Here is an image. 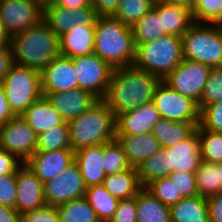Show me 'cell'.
Listing matches in <instances>:
<instances>
[{
  "label": "cell",
  "instance_id": "cell-36",
  "mask_svg": "<svg viewBox=\"0 0 222 222\" xmlns=\"http://www.w3.org/2000/svg\"><path fill=\"white\" fill-rule=\"evenodd\" d=\"M196 130L200 140L202 161L214 164L222 162V133L204 129L200 124Z\"/></svg>",
  "mask_w": 222,
  "mask_h": 222
},
{
  "label": "cell",
  "instance_id": "cell-16",
  "mask_svg": "<svg viewBox=\"0 0 222 222\" xmlns=\"http://www.w3.org/2000/svg\"><path fill=\"white\" fill-rule=\"evenodd\" d=\"M75 162V152L72 149H59L54 151H36L26 162L36 176L46 183Z\"/></svg>",
  "mask_w": 222,
  "mask_h": 222
},
{
  "label": "cell",
  "instance_id": "cell-27",
  "mask_svg": "<svg viewBox=\"0 0 222 222\" xmlns=\"http://www.w3.org/2000/svg\"><path fill=\"white\" fill-rule=\"evenodd\" d=\"M199 123L176 122L160 117L155 123L152 133L161 147H170L190 137Z\"/></svg>",
  "mask_w": 222,
  "mask_h": 222
},
{
  "label": "cell",
  "instance_id": "cell-35",
  "mask_svg": "<svg viewBox=\"0 0 222 222\" xmlns=\"http://www.w3.org/2000/svg\"><path fill=\"white\" fill-rule=\"evenodd\" d=\"M195 178L199 196L208 198L220 192V176L216 164L201 161Z\"/></svg>",
  "mask_w": 222,
  "mask_h": 222
},
{
  "label": "cell",
  "instance_id": "cell-22",
  "mask_svg": "<svg viewBox=\"0 0 222 222\" xmlns=\"http://www.w3.org/2000/svg\"><path fill=\"white\" fill-rule=\"evenodd\" d=\"M95 27L75 25L59 36V53L75 58L94 53Z\"/></svg>",
  "mask_w": 222,
  "mask_h": 222
},
{
  "label": "cell",
  "instance_id": "cell-52",
  "mask_svg": "<svg viewBox=\"0 0 222 222\" xmlns=\"http://www.w3.org/2000/svg\"><path fill=\"white\" fill-rule=\"evenodd\" d=\"M48 3L72 10L91 5L90 0H50Z\"/></svg>",
  "mask_w": 222,
  "mask_h": 222
},
{
  "label": "cell",
  "instance_id": "cell-2",
  "mask_svg": "<svg viewBox=\"0 0 222 222\" xmlns=\"http://www.w3.org/2000/svg\"><path fill=\"white\" fill-rule=\"evenodd\" d=\"M14 63L42 71L59 53V36L42 19L9 41Z\"/></svg>",
  "mask_w": 222,
  "mask_h": 222
},
{
  "label": "cell",
  "instance_id": "cell-26",
  "mask_svg": "<svg viewBox=\"0 0 222 222\" xmlns=\"http://www.w3.org/2000/svg\"><path fill=\"white\" fill-rule=\"evenodd\" d=\"M102 185L115 198L119 200L135 197L144 187L141 185L137 168L106 175Z\"/></svg>",
  "mask_w": 222,
  "mask_h": 222
},
{
  "label": "cell",
  "instance_id": "cell-8",
  "mask_svg": "<svg viewBox=\"0 0 222 222\" xmlns=\"http://www.w3.org/2000/svg\"><path fill=\"white\" fill-rule=\"evenodd\" d=\"M152 103L159 111L160 117L176 122H200V110L197 103L173 90L163 80L155 90Z\"/></svg>",
  "mask_w": 222,
  "mask_h": 222
},
{
  "label": "cell",
  "instance_id": "cell-9",
  "mask_svg": "<svg viewBox=\"0 0 222 222\" xmlns=\"http://www.w3.org/2000/svg\"><path fill=\"white\" fill-rule=\"evenodd\" d=\"M73 59L79 88L102 100L113 72V68L95 53Z\"/></svg>",
  "mask_w": 222,
  "mask_h": 222
},
{
  "label": "cell",
  "instance_id": "cell-10",
  "mask_svg": "<svg viewBox=\"0 0 222 222\" xmlns=\"http://www.w3.org/2000/svg\"><path fill=\"white\" fill-rule=\"evenodd\" d=\"M210 71L211 67L208 65L183 59L163 81L173 90L198 104Z\"/></svg>",
  "mask_w": 222,
  "mask_h": 222
},
{
  "label": "cell",
  "instance_id": "cell-30",
  "mask_svg": "<svg viewBox=\"0 0 222 222\" xmlns=\"http://www.w3.org/2000/svg\"><path fill=\"white\" fill-rule=\"evenodd\" d=\"M84 197L101 222L110 221L120 201L113 197L102 184L87 187Z\"/></svg>",
  "mask_w": 222,
  "mask_h": 222
},
{
  "label": "cell",
  "instance_id": "cell-20",
  "mask_svg": "<svg viewBox=\"0 0 222 222\" xmlns=\"http://www.w3.org/2000/svg\"><path fill=\"white\" fill-rule=\"evenodd\" d=\"M159 118V111L152 102L142 104L133 111L121 114L116 119V135L151 133Z\"/></svg>",
  "mask_w": 222,
  "mask_h": 222
},
{
  "label": "cell",
  "instance_id": "cell-43",
  "mask_svg": "<svg viewBox=\"0 0 222 222\" xmlns=\"http://www.w3.org/2000/svg\"><path fill=\"white\" fill-rule=\"evenodd\" d=\"M183 198L198 195L195 173L174 171L167 176Z\"/></svg>",
  "mask_w": 222,
  "mask_h": 222
},
{
  "label": "cell",
  "instance_id": "cell-5",
  "mask_svg": "<svg viewBox=\"0 0 222 222\" xmlns=\"http://www.w3.org/2000/svg\"><path fill=\"white\" fill-rule=\"evenodd\" d=\"M182 60V37L164 35L137 45L133 65L163 80Z\"/></svg>",
  "mask_w": 222,
  "mask_h": 222
},
{
  "label": "cell",
  "instance_id": "cell-4",
  "mask_svg": "<svg viewBox=\"0 0 222 222\" xmlns=\"http://www.w3.org/2000/svg\"><path fill=\"white\" fill-rule=\"evenodd\" d=\"M68 123L71 149L76 152L115 140V114L102 101L98 100L83 114Z\"/></svg>",
  "mask_w": 222,
  "mask_h": 222
},
{
  "label": "cell",
  "instance_id": "cell-40",
  "mask_svg": "<svg viewBox=\"0 0 222 222\" xmlns=\"http://www.w3.org/2000/svg\"><path fill=\"white\" fill-rule=\"evenodd\" d=\"M220 101H222V67H211L208 80L197 105L201 111L206 105Z\"/></svg>",
  "mask_w": 222,
  "mask_h": 222
},
{
  "label": "cell",
  "instance_id": "cell-19",
  "mask_svg": "<svg viewBox=\"0 0 222 222\" xmlns=\"http://www.w3.org/2000/svg\"><path fill=\"white\" fill-rule=\"evenodd\" d=\"M167 154L169 175L174 171L195 173L202 161L197 130L187 139L167 147Z\"/></svg>",
  "mask_w": 222,
  "mask_h": 222
},
{
  "label": "cell",
  "instance_id": "cell-57",
  "mask_svg": "<svg viewBox=\"0 0 222 222\" xmlns=\"http://www.w3.org/2000/svg\"><path fill=\"white\" fill-rule=\"evenodd\" d=\"M42 5L48 3L50 0H38Z\"/></svg>",
  "mask_w": 222,
  "mask_h": 222
},
{
  "label": "cell",
  "instance_id": "cell-34",
  "mask_svg": "<svg viewBox=\"0 0 222 222\" xmlns=\"http://www.w3.org/2000/svg\"><path fill=\"white\" fill-rule=\"evenodd\" d=\"M71 149L68 123L54 126L37 135L36 151Z\"/></svg>",
  "mask_w": 222,
  "mask_h": 222
},
{
  "label": "cell",
  "instance_id": "cell-3",
  "mask_svg": "<svg viewBox=\"0 0 222 222\" xmlns=\"http://www.w3.org/2000/svg\"><path fill=\"white\" fill-rule=\"evenodd\" d=\"M94 53L113 69L133 65L136 45L132 28L113 15L98 16Z\"/></svg>",
  "mask_w": 222,
  "mask_h": 222
},
{
  "label": "cell",
  "instance_id": "cell-29",
  "mask_svg": "<svg viewBox=\"0 0 222 222\" xmlns=\"http://www.w3.org/2000/svg\"><path fill=\"white\" fill-rule=\"evenodd\" d=\"M137 222H171L170 206L143 188L136 195Z\"/></svg>",
  "mask_w": 222,
  "mask_h": 222
},
{
  "label": "cell",
  "instance_id": "cell-55",
  "mask_svg": "<svg viewBox=\"0 0 222 222\" xmlns=\"http://www.w3.org/2000/svg\"><path fill=\"white\" fill-rule=\"evenodd\" d=\"M156 1H161L165 3H182L190 7L192 6V3L194 2V0H156Z\"/></svg>",
  "mask_w": 222,
  "mask_h": 222
},
{
  "label": "cell",
  "instance_id": "cell-41",
  "mask_svg": "<svg viewBox=\"0 0 222 222\" xmlns=\"http://www.w3.org/2000/svg\"><path fill=\"white\" fill-rule=\"evenodd\" d=\"M145 189L165 205L177 204L183 197L168 177L150 182Z\"/></svg>",
  "mask_w": 222,
  "mask_h": 222
},
{
  "label": "cell",
  "instance_id": "cell-6",
  "mask_svg": "<svg viewBox=\"0 0 222 222\" xmlns=\"http://www.w3.org/2000/svg\"><path fill=\"white\" fill-rule=\"evenodd\" d=\"M183 59L222 67V25L193 23L182 36Z\"/></svg>",
  "mask_w": 222,
  "mask_h": 222
},
{
  "label": "cell",
  "instance_id": "cell-48",
  "mask_svg": "<svg viewBox=\"0 0 222 222\" xmlns=\"http://www.w3.org/2000/svg\"><path fill=\"white\" fill-rule=\"evenodd\" d=\"M209 222H222V192L206 198Z\"/></svg>",
  "mask_w": 222,
  "mask_h": 222
},
{
  "label": "cell",
  "instance_id": "cell-11",
  "mask_svg": "<svg viewBox=\"0 0 222 222\" xmlns=\"http://www.w3.org/2000/svg\"><path fill=\"white\" fill-rule=\"evenodd\" d=\"M0 15L11 38L43 19V5L38 0H0Z\"/></svg>",
  "mask_w": 222,
  "mask_h": 222
},
{
  "label": "cell",
  "instance_id": "cell-18",
  "mask_svg": "<svg viewBox=\"0 0 222 222\" xmlns=\"http://www.w3.org/2000/svg\"><path fill=\"white\" fill-rule=\"evenodd\" d=\"M60 116L69 122L92 107L98 99L81 88L66 92L42 93Z\"/></svg>",
  "mask_w": 222,
  "mask_h": 222
},
{
  "label": "cell",
  "instance_id": "cell-28",
  "mask_svg": "<svg viewBox=\"0 0 222 222\" xmlns=\"http://www.w3.org/2000/svg\"><path fill=\"white\" fill-rule=\"evenodd\" d=\"M171 222H209L206 198L199 195L182 198L170 206Z\"/></svg>",
  "mask_w": 222,
  "mask_h": 222
},
{
  "label": "cell",
  "instance_id": "cell-15",
  "mask_svg": "<svg viewBox=\"0 0 222 222\" xmlns=\"http://www.w3.org/2000/svg\"><path fill=\"white\" fill-rule=\"evenodd\" d=\"M16 181L17 197L14 209L20 215L46 205L44 183L25 163L17 170Z\"/></svg>",
  "mask_w": 222,
  "mask_h": 222
},
{
  "label": "cell",
  "instance_id": "cell-39",
  "mask_svg": "<svg viewBox=\"0 0 222 222\" xmlns=\"http://www.w3.org/2000/svg\"><path fill=\"white\" fill-rule=\"evenodd\" d=\"M103 155V167L106 175L116 174L131 167L121 145L116 139L103 144Z\"/></svg>",
  "mask_w": 222,
  "mask_h": 222
},
{
  "label": "cell",
  "instance_id": "cell-56",
  "mask_svg": "<svg viewBox=\"0 0 222 222\" xmlns=\"http://www.w3.org/2000/svg\"><path fill=\"white\" fill-rule=\"evenodd\" d=\"M216 167L219 171V176H220V192H222V162L216 163Z\"/></svg>",
  "mask_w": 222,
  "mask_h": 222
},
{
  "label": "cell",
  "instance_id": "cell-24",
  "mask_svg": "<svg viewBox=\"0 0 222 222\" xmlns=\"http://www.w3.org/2000/svg\"><path fill=\"white\" fill-rule=\"evenodd\" d=\"M103 144L82 148L75 152V163L80 169L85 187L102 184L106 174Z\"/></svg>",
  "mask_w": 222,
  "mask_h": 222
},
{
  "label": "cell",
  "instance_id": "cell-25",
  "mask_svg": "<svg viewBox=\"0 0 222 222\" xmlns=\"http://www.w3.org/2000/svg\"><path fill=\"white\" fill-rule=\"evenodd\" d=\"M21 116L37 135L65 123L45 96L35 101Z\"/></svg>",
  "mask_w": 222,
  "mask_h": 222
},
{
  "label": "cell",
  "instance_id": "cell-23",
  "mask_svg": "<svg viewBox=\"0 0 222 222\" xmlns=\"http://www.w3.org/2000/svg\"><path fill=\"white\" fill-rule=\"evenodd\" d=\"M131 167L138 168L146 159L155 154L161 145L154 134L116 135Z\"/></svg>",
  "mask_w": 222,
  "mask_h": 222
},
{
  "label": "cell",
  "instance_id": "cell-45",
  "mask_svg": "<svg viewBox=\"0 0 222 222\" xmlns=\"http://www.w3.org/2000/svg\"><path fill=\"white\" fill-rule=\"evenodd\" d=\"M20 222H60L58 209L52 205L25 212L21 215Z\"/></svg>",
  "mask_w": 222,
  "mask_h": 222
},
{
  "label": "cell",
  "instance_id": "cell-46",
  "mask_svg": "<svg viewBox=\"0 0 222 222\" xmlns=\"http://www.w3.org/2000/svg\"><path fill=\"white\" fill-rule=\"evenodd\" d=\"M109 222H137L136 196L120 200Z\"/></svg>",
  "mask_w": 222,
  "mask_h": 222
},
{
  "label": "cell",
  "instance_id": "cell-7",
  "mask_svg": "<svg viewBox=\"0 0 222 222\" xmlns=\"http://www.w3.org/2000/svg\"><path fill=\"white\" fill-rule=\"evenodd\" d=\"M15 116H21L35 101L40 99L41 71L13 64L0 82Z\"/></svg>",
  "mask_w": 222,
  "mask_h": 222
},
{
  "label": "cell",
  "instance_id": "cell-44",
  "mask_svg": "<svg viewBox=\"0 0 222 222\" xmlns=\"http://www.w3.org/2000/svg\"><path fill=\"white\" fill-rule=\"evenodd\" d=\"M16 197V173L0 176V204L10 208H15Z\"/></svg>",
  "mask_w": 222,
  "mask_h": 222
},
{
  "label": "cell",
  "instance_id": "cell-1",
  "mask_svg": "<svg viewBox=\"0 0 222 222\" xmlns=\"http://www.w3.org/2000/svg\"><path fill=\"white\" fill-rule=\"evenodd\" d=\"M161 81L158 76L134 65L115 68L102 101L117 119L121 114L152 102Z\"/></svg>",
  "mask_w": 222,
  "mask_h": 222
},
{
  "label": "cell",
  "instance_id": "cell-38",
  "mask_svg": "<svg viewBox=\"0 0 222 222\" xmlns=\"http://www.w3.org/2000/svg\"><path fill=\"white\" fill-rule=\"evenodd\" d=\"M191 10L195 23L222 25V0H194Z\"/></svg>",
  "mask_w": 222,
  "mask_h": 222
},
{
  "label": "cell",
  "instance_id": "cell-54",
  "mask_svg": "<svg viewBox=\"0 0 222 222\" xmlns=\"http://www.w3.org/2000/svg\"><path fill=\"white\" fill-rule=\"evenodd\" d=\"M10 38L7 36L5 32V28L2 22V18L0 15V47H5L9 44Z\"/></svg>",
  "mask_w": 222,
  "mask_h": 222
},
{
  "label": "cell",
  "instance_id": "cell-17",
  "mask_svg": "<svg viewBox=\"0 0 222 222\" xmlns=\"http://www.w3.org/2000/svg\"><path fill=\"white\" fill-rule=\"evenodd\" d=\"M78 88L72 58L59 55L41 71L42 93L66 92Z\"/></svg>",
  "mask_w": 222,
  "mask_h": 222
},
{
  "label": "cell",
  "instance_id": "cell-42",
  "mask_svg": "<svg viewBox=\"0 0 222 222\" xmlns=\"http://www.w3.org/2000/svg\"><path fill=\"white\" fill-rule=\"evenodd\" d=\"M199 124L204 129L222 133V101L206 105L200 111Z\"/></svg>",
  "mask_w": 222,
  "mask_h": 222
},
{
  "label": "cell",
  "instance_id": "cell-21",
  "mask_svg": "<svg viewBox=\"0 0 222 222\" xmlns=\"http://www.w3.org/2000/svg\"><path fill=\"white\" fill-rule=\"evenodd\" d=\"M153 8L161 18L162 31L166 35L182 37L194 23L192 10L188 5L155 1Z\"/></svg>",
  "mask_w": 222,
  "mask_h": 222
},
{
  "label": "cell",
  "instance_id": "cell-12",
  "mask_svg": "<svg viewBox=\"0 0 222 222\" xmlns=\"http://www.w3.org/2000/svg\"><path fill=\"white\" fill-rule=\"evenodd\" d=\"M36 146L37 134L22 116L0 125V148L16 155L22 162L36 152Z\"/></svg>",
  "mask_w": 222,
  "mask_h": 222
},
{
  "label": "cell",
  "instance_id": "cell-14",
  "mask_svg": "<svg viewBox=\"0 0 222 222\" xmlns=\"http://www.w3.org/2000/svg\"><path fill=\"white\" fill-rule=\"evenodd\" d=\"M97 17L91 5L73 10L49 3L43 5V20L58 36L75 25L96 26Z\"/></svg>",
  "mask_w": 222,
  "mask_h": 222
},
{
  "label": "cell",
  "instance_id": "cell-51",
  "mask_svg": "<svg viewBox=\"0 0 222 222\" xmlns=\"http://www.w3.org/2000/svg\"><path fill=\"white\" fill-rule=\"evenodd\" d=\"M15 115L10 109L9 103L4 93V88L0 83V125L7 123L9 120L14 118Z\"/></svg>",
  "mask_w": 222,
  "mask_h": 222
},
{
  "label": "cell",
  "instance_id": "cell-32",
  "mask_svg": "<svg viewBox=\"0 0 222 222\" xmlns=\"http://www.w3.org/2000/svg\"><path fill=\"white\" fill-rule=\"evenodd\" d=\"M60 222H101L85 197L57 206Z\"/></svg>",
  "mask_w": 222,
  "mask_h": 222
},
{
  "label": "cell",
  "instance_id": "cell-37",
  "mask_svg": "<svg viewBox=\"0 0 222 222\" xmlns=\"http://www.w3.org/2000/svg\"><path fill=\"white\" fill-rule=\"evenodd\" d=\"M155 1L120 0L119 6L113 16L131 27L154 7Z\"/></svg>",
  "mask_w": 222,
  "mask_h": 222
},
{
  "label": "cell",
  "instance_id": "cell-31",
  "mask_svg": "<svg viewBox=\"0 0 222 222\" xmlns=\"http://www.w3.org/2000/svg\"><path fill=\"white\" fill-rule=\"evenodd\" d=\"M137 171L144 188L154 180L167 177L169 175L167 147H161L159 151L140 164Z\"/></svg>",
  "mask_w": 222,
  "mask_h": 222
},
{
  "label": "cell",
  "instance_id": "cell-13",
  "mask_svg": "<svg viewBox=\"0 0 222 222\" xmlns=\"http://www.w3.org/2000/svg\"><path fill=\"white\" fill-rule=\"evenodd\" d=\"M86 187L78 165L74 162L61 175L44 183L46 205L59 206L84 197Z\"/></svg>",
  "mask_w": 222,
  "mask_h": 222
},
{
  "label": "cell",
  "instance_id": "cell-50",
  "mask_svg": "<svg viewBox=\"0 0 222 222\" xmlns=\"http://www.w3.org/2000/svg\"><path fill=\"white\" fill-rule=\"evenodd\" d=\"M13 64V52L10 43L5 47H0V82Z\"/></svg>",
  "mask_w": 222,
  "mask_h": 222
},
{
  "label": "cell",
  "instance_id": "cell-47",
  "mask_svg": "<svg viewBox=\"0 0 222 222\" xmlns=\"http://www.w3.org/2000/svg\"><path fill=\"white\" fill-rule=\"evenodd\" d=\"M23 164L16 155L0 148V176L16 173Z\"/></svg>",
  "mask_w": 222,
  "mask_h": 222
},
{
  "label": "cell",
  "instance_id": "cell-49",
  "mask_svg": "<svg viewBox=\"0 0 222 222\" xmlns=\"http://www.w3.org/2000/svg\"><path fill=\"white\" fill-rule=\"evenodd\" d=\"M91 6L98 16L114 15L120 0H90Z\"/></svg>",
  "mask_w": 222,
  "mask_h": 222
},
{
  "label": "cell",
  "instance_id": "cell-53",
  "mask_svg": "<svg viewBox=\"0 0 222 222\" xmlns=\"http://www.w3.org/2000/svg\"><path fill=\"white\" fill-rule=\"evenodd\" d=\"M21 215L14 209L0 204V222H20Z\"/></svg>",
  "mask_w": 222,
  "mask_h": 222
},
{
  "label": "cell",
  "instance_id": "cell-33",
  "mask_svg": "<svg viewBox=\"0 0 222 222\" xmlns=\"http://www.w3.org/2000/svg\"><path fill=\"white\" fill-rule=\"evenodd\" d=\"M131 28L136 46L166 35L162 31L161 18H159L154 8L148 11Z\"/></svg>",
  "mask_w": 222,
  "mask_h": 222
}]
</instances>
